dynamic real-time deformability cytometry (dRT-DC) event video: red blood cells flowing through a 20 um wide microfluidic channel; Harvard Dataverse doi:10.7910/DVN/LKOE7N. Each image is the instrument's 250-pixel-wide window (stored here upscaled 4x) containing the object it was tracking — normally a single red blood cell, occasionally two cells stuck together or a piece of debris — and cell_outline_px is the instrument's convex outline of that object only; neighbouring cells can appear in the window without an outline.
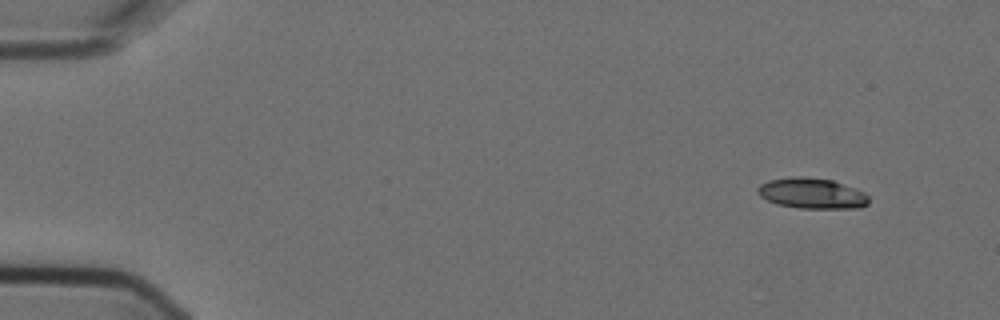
{"species": "Egyptian fruit bat (a non-hibernating species)", "species_latin": "Rousettus aegyptiacus", "temperature_condition": "cold", "stored_images_in_passage": 5, "camera_frame_rate_fps": 3000, "um_per_image_px": 0.085, "animal": {"sex": "female"}, "frame": {"image": 1, "passage_image": 1, "time_ms": 0.0, "image_size_px": [1000, 320], "cell_outline_px": [[868, 204], [860, 208], [800, 208], [776, 204], [760, 196], [756, 188], [760, 184], [768, 180], [792, 176], [804, 176], [832, 180], [864, 192], [868, 196]], "centroid_in_image_um": [68.99, 16.43], "position_along_channel_um": 16.0, "area_um2": 19.83}}
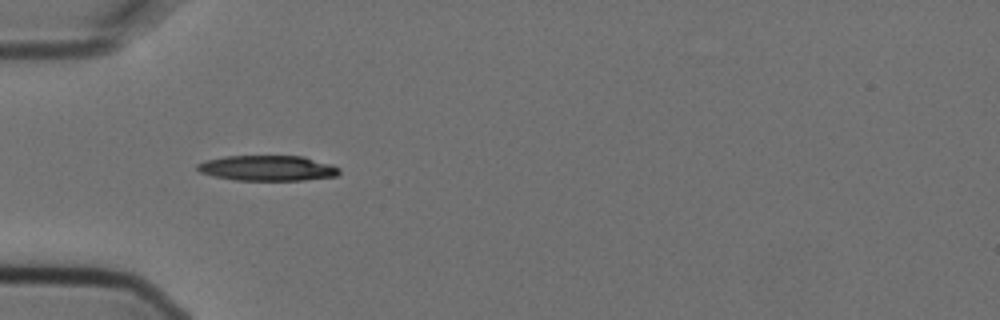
{"frame": {"image": 2, "passage_image": 4, "time_ms": 1.0, "image_size_px": [1000, 320], "cell_outline_px": [[340, 172], [336, 176], [304, 180], [236, 180], [216, 176], [200, 172], [196, 168], [196, 164], [204, 160], [224, 156], [304, 156], [332, 164], [340, 168]], "centroid_in_image_um": [22.75, 14.28], "position_along_channel_um": 62.2, "area_um2": 21.04}}
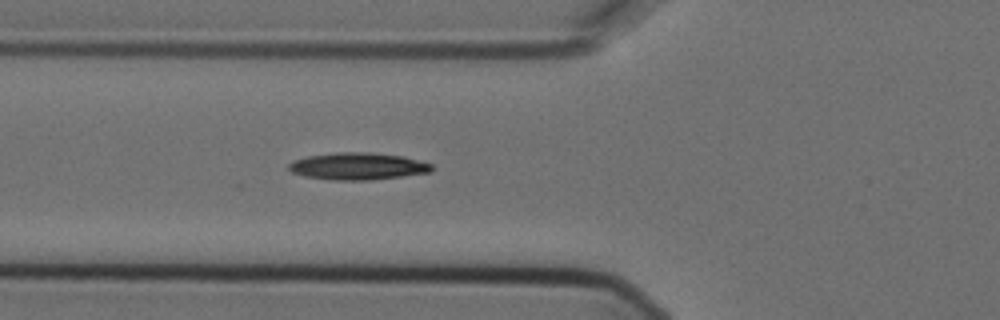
{"frame": {"image": 3, "passage_image": 5, "time_ms": 1.333, "image_size_px": [1000, 320], "cell_outline_px": [[432, 172], [368, 180], [332, 180], [304, 176], [292, 172], [288, 168], [288, 164], [292, 160], [308, 156], [336, 152], [368, 152], [404, 156], [432, 164]], "centroid_in_image_um": [30.39, 14.12], "position_along_channel_um": 95.4, "area_um2": 22.54}}